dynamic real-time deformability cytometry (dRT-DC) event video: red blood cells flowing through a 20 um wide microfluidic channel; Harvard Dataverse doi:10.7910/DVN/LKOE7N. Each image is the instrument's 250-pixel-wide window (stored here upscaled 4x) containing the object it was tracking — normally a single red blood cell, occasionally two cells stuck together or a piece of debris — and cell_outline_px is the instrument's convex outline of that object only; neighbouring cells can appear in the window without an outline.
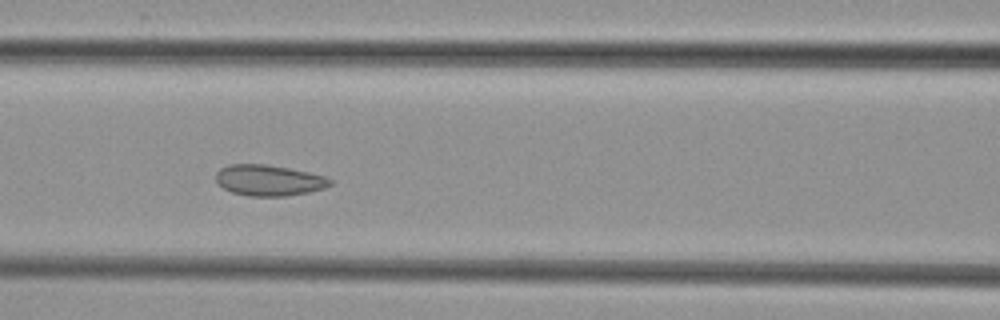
{"species": "common noctule bat (a hibernating species)", "species_latin": "Nyctalus noctula", "temperature_condition": "cold", "stored_images_in_passage": 7, "camera_frame_rate_fps": 3000, "um_per_image_px": 0.085, "animal": {"sex": "female", "body_mass_g": 29.2, "forearm_length_mm": 56.3}, "frame": {"image": 1, "passage_image": 7, "time_ms": 6.667, "image_size_px": [1000, 320], "cell_outline_px": [[332, 184], [324, 188], [308, 192], [284, 196], [248, 196], [232, 192], [224, 188], [216, 180], [216, 172], [220, 168], [228, 164], [264, 164], [288, 168], [308, 172], [324, 176], [332, 180]], "centroid_in_image_um": [22.84, 15.32], "position_along_channel_um": 143.8, "area_um2": 20.46}}